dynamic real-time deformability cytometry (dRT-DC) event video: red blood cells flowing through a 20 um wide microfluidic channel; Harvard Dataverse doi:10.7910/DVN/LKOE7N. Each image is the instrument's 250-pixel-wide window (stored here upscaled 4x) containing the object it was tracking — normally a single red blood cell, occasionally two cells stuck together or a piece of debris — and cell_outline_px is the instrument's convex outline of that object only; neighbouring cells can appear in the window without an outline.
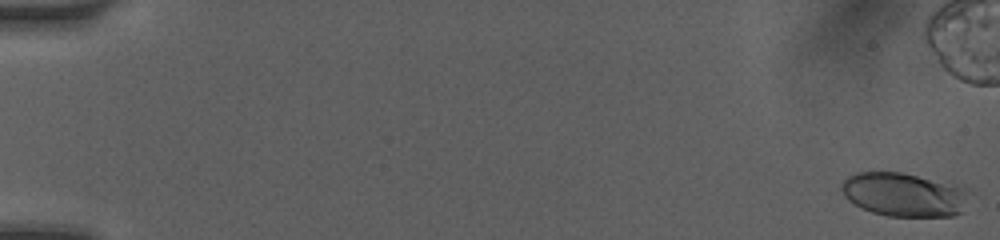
{"species": "human", "species_latin": "Homo sapiens", "temperature_condition": "room temperature", "stored_images_in_passage": 46, "camera_frame_rate_fps": 3000, "um_per_image_px": 0.085, "donor": {"sex": "female"}, "frame": {"image": 1, "passage_image": 1, "time_ms": 0.0, "image_size_px": [1000, 240], "cell_outline_px": [[968, 192], [964, 212], [952, 216], [888, 216], [872, 212], [860, 208], [848, 200], [844, 196], [840, 188], [840, 184], [848, 176], [856, 172], [900, 172], [960, 184]], "centroid_in_image_um": [76.85, 16.53], "position_along_channel_um": 8.2, "area_um2": 33.0}}
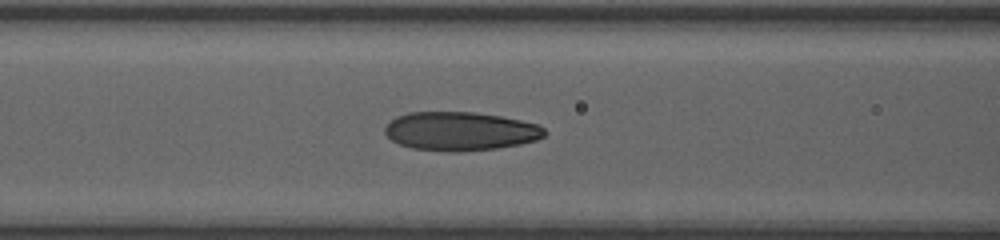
{"frame": {"image": 2, "passage_image": 38, "time_ms": 7.333, "image_size_px": [1000, 240], "cell_outline_px": [[548, 132], [544, 136], [536, 140], [520, 144], [496, 148], [456, 152], [448, 152], [412, 148], [400, 144], [392, 140], [384, 132], [384, 128], [396, 116], [408, 112], [472, 112], [500, 116], [520, 120], [536, 124], [544, 128]], "centroid_in_image_um": [39.12, 11.15], "position_along_channel_um": 127.5, "area_um2": 35.95}}
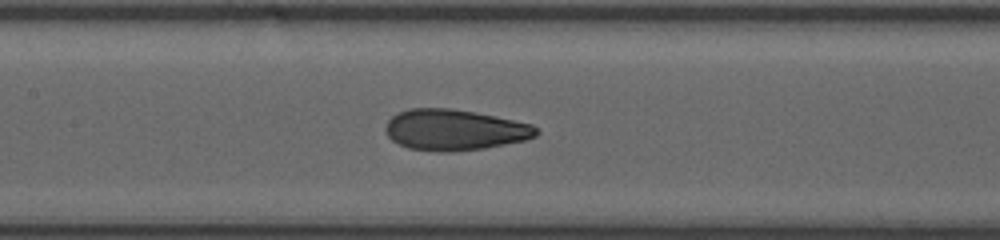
{"frame": {"image": 3, "passage_image": 44, "time_ms": 8.333, "image_size_px": [1000, 240], "cell_outline_px": [[540, 132], [536, 136], [524, 140], [484, 148], [452, 152], [440, 152], [408, 148], [392, 140], [388, 136], [384, 128], [388, 120], [392, 116], [408, 108], [452, 108], [476, 112], [532, 124]], "centroid_in_image_um": [38.62, 11.03], "position_along_channel_um": 168.8, "area_um2": 35.95}}